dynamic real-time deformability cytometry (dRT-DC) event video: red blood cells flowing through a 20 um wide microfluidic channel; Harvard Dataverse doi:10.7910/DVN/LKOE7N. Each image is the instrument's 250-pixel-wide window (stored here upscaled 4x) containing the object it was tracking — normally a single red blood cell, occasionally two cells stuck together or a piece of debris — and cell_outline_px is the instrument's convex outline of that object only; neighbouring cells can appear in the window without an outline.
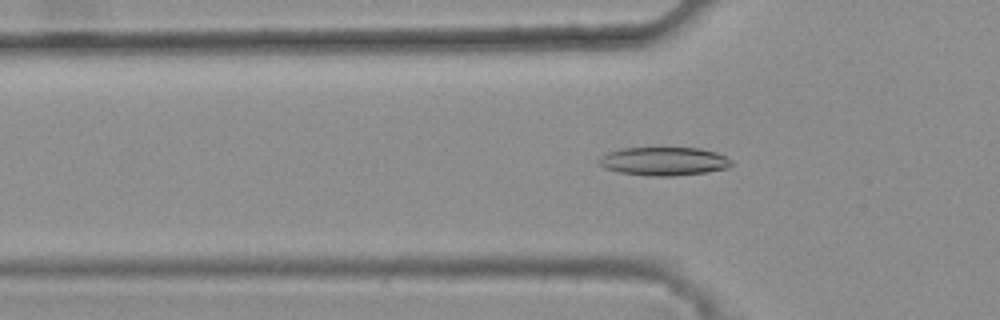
{"species": "common noctule bat (a hibernating species)", "species_latin": "Nyctalus noctula", "temperature_condition": "warm", "stored_images_in_passage": 47, "camera_frame_rate_fps": 3000, "um_per_image_px": 0.085, "animal": {"sex": "female", "body_mass_g": 25.1}, "frame": {"image": 1, "passage_image": 18, "time_ms": 5.667, "image_size_px": [1000, 320], "cell_outline_px": [[732, 164], [728, 168], [708, 172], [672, 176], [648, 176], [620, 172], [604, 168], [600, 164], [600, 156], [608, 152], [624, 148], [700, 148], [716, 152], [732, 160]], "centroid_in_image_um": [56.45, 13.71], "position_along_channel_um": 69.3, "area_um2": 21.91}}
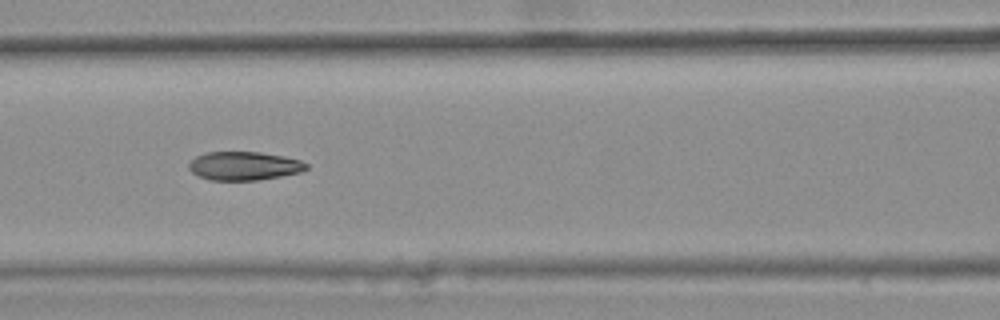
{"frame": {"image": 2, "passage_image": 24, "time_ms": 7.667, "image_size_px": [1000, 320], "cell_outline_px": [[308, 168], [300, 172], [280, 176], [256, 180], [208, 180], [192, 172], [188, 168], [188, 164], [196, 156], [208, 152], [260, 152], [284, 156], [300, 160], [308, 164]], "centroid_in_image_um": [20.74, 14.1], "position_along_channel_um": 145.9, "area_um2": 19.48}}
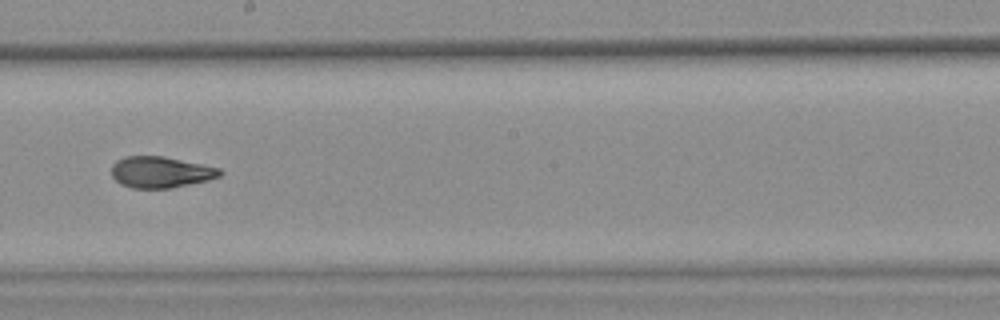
{"frame": {"image": 3, "passage_image": 31, "time_ms": 10.0, "image_size_px": [1000, 320], "cell_outline_px": [[224, 172], [220, 176], [208, 180], [172, 188], [132, 188], [120, 184], [112, 176], [112, 164], [116, 160], [124, 156], [164, 156], [220, 168]], "centroid_in_image_um": [13.65, 14.63], "position_along_channel_um": 234.6, "area_um2": 19.83}, "authors_computed_cell_mechanics": {"area_um2": 20.6924, "velocity_mm_per_s": 3.8112, "shape_relaxation_time_tau1_ms": null, "shape_relaxation_time_tau2_ms": 1.481, "deformation_change_tau1": null, "deformation_change_tau2": 0.069}}